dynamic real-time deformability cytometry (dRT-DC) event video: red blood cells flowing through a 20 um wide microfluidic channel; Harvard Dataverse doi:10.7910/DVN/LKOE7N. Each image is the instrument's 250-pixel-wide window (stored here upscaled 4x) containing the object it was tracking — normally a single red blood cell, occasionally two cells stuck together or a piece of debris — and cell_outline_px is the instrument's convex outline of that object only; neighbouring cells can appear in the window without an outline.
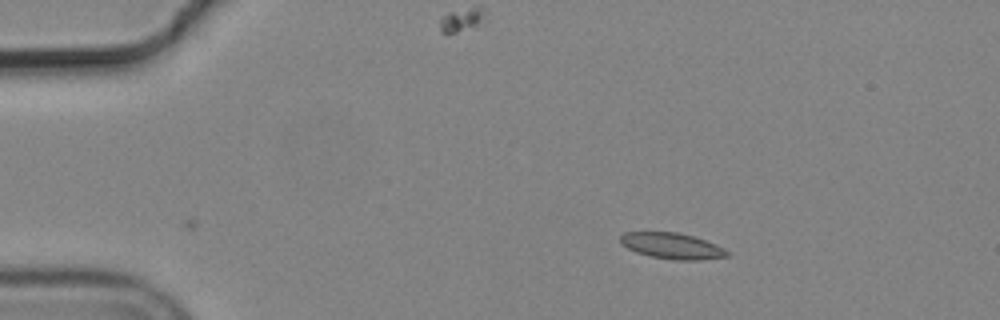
{"species": "common noctule bat (a hibernating species)", "species_latin": "Nyctalus noctula", "temperature_condition": "cold", "stored_images_in_passage": 11, "camera_frame_rate_fps": 3000, "um_per_image_px": 0.085, "animal": {"sex": "male", "body_mass_g": 19.2, "forearm_length_mm": 51.8}, "frame": {"image": 1, "passage_image": 1, "time_ms": 0.0, "image_size_px": [1000, 320], "cell_outline_px": [[728, 256], [700, 260], [672, 260], [652, 256], [636, 252], [620, 244], [620, 236], [624, 232], [676, 232], [692, 236], [716, 244], [724, 248], [728, 252]], "centroid_in_image_um": [57.1, 20.9], "position_along_channel_um": 27.9, "area_um2": 16.07}}
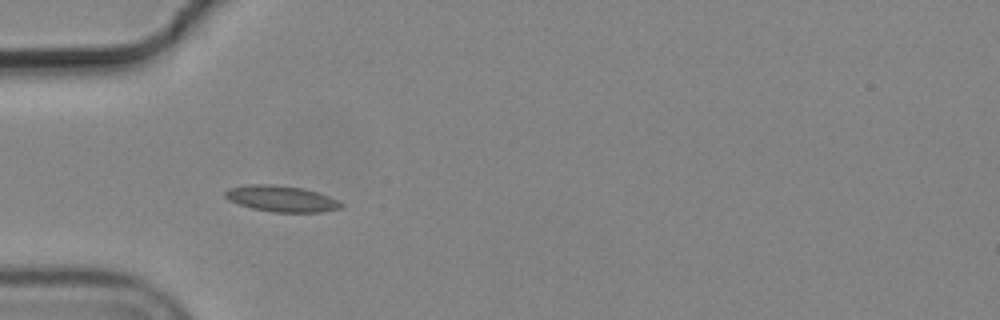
{"frame": {"image": 2, "passage_image": 9, "time_ms": 2.667, "image_size_px": [1000, 320], "cell_outline_px": [[344, 204], [340, 208], [320, 212], [272, 212], [252, 208], [228, 200], [224, 196], [224, 192], [228, 188], [248, 184], [272, 184], [304, 188], [340, 200]], "centroid_in_image_um": [23.91, 16.88], "position_along_channel_um": 61.1, "area_um2": 17.69}}